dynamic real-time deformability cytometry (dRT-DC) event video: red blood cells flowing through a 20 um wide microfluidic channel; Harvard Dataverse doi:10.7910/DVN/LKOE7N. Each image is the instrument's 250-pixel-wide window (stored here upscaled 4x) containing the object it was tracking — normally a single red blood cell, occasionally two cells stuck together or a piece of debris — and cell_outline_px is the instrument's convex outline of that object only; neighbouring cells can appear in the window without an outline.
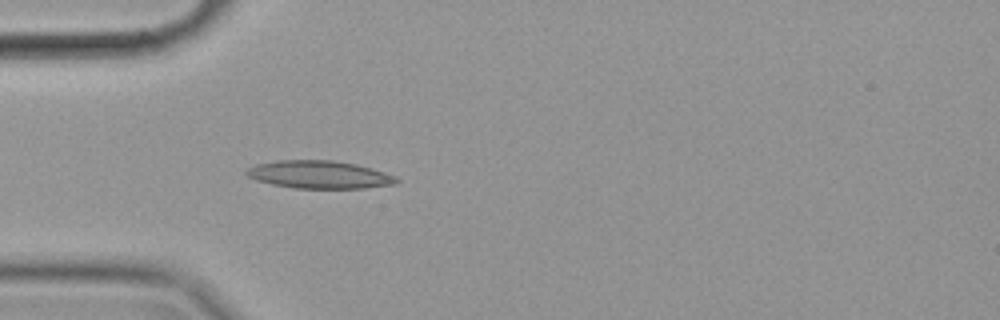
{"species": "common noctule bat (a hibernating species)", "species_latin": "Nyctalus noctula", "temperature_condition": "cold", "stored_images_in_passage": 46, "camera_frame_rate_fps": 3000, "um_per_image_px": 0.085, "animal": {"sex": "female", "body_mass_g": 19.9}, "frame": {"image": 1, "passage_image": 6, "time_ms": 1.667, "image_size_px": [1000, 320], "cell_outline_px": [[400, 180], [396, 184], [364, 188], [296, 188], [272, 184], [256, 180], [248, 176], [244, 172], [248, 168], [256, 164], [276, 160], [332, 160], [356, 164], [372, 168], [396, 176]], "centroid_in_image_um": [27.15, 14.84], "position_along_channel_um": 57.8, "area_um2": 24.33}}
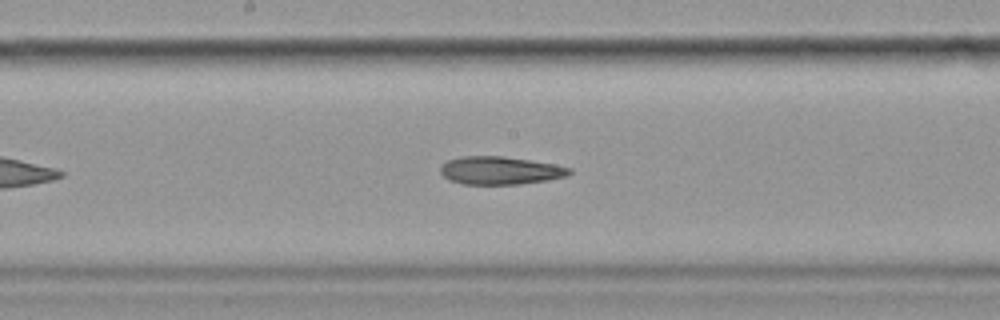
{"frame": {"image": 2, "passage_image": 19, "time_ms": 6.0, "image_size_px": [1000, 320], "cell_outline_px": [[572, 172], [568, 176], [548, 180], [520, 184], [464, 184], [448, 180], [440, 172], [440, 168], [448, 160], [460, 156], [500, 156], [528, 160], [552, 164], [572, 168]], "centroid_in_image_um": [42.51, 14.5], "position_along_channel_um": 205.7, "area_um2": 20.92}}
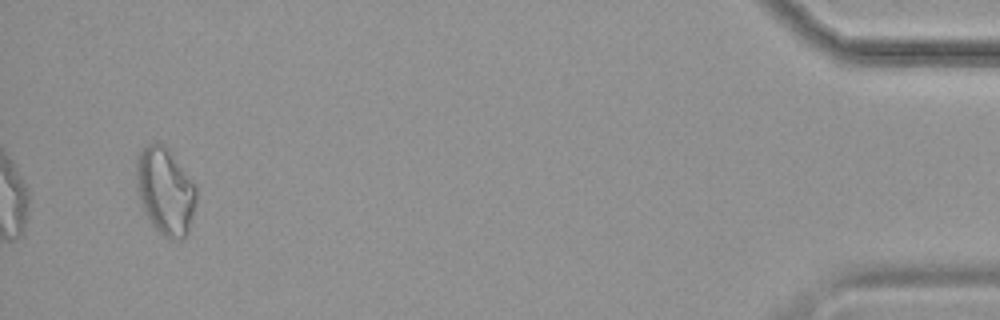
{"frame": {"image": 3, "passage_image": 44, "time_ms": 14.333, "image_size_px": [1000, 320], "cell_outline_px": [[196, 200], [188, 232], [180, 240], [172, 240], [164, 236], [152, 224], [144, 212], [140, 204], [136, 188], [136, 156], [140, 148], [144, 144], [152, 140], [156, 140], [164, 144], [168, 148], [196, 184]], "centroid_in_image_um": [14.01, 16.16], "position_along_channel_um": 421.2, "area_um2": 31.1}, "authors_computed_cell_mechanics": {"area_um2": 22.4264, "velocity_mm_per_s": 3.51, "shape_relaxation_time_tau1_ms": null, "shape_relaxation_time_tau2_ms": 7.3435, "deformation_change_tau1": null, "deformation_change_tau2": 0.1886}}